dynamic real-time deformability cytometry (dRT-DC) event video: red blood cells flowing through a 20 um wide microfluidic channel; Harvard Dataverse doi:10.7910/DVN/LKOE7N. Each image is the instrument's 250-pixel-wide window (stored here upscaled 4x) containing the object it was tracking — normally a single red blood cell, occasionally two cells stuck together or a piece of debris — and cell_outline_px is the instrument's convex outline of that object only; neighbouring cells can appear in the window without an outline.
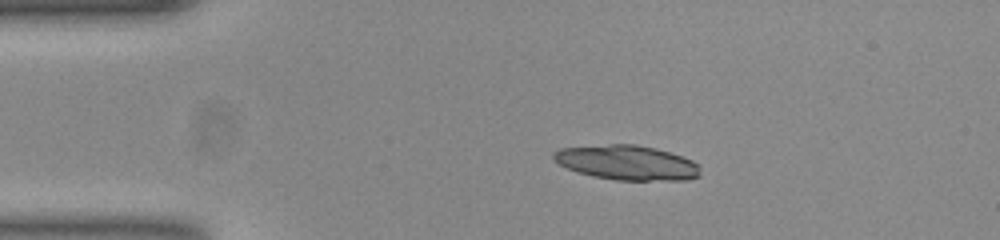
{"species": "common noctule bat (a hibernating species)", "species_latin": "Nyctalus noctula", "temperature_condition": "room temperature", "stored_images_in_passage": 43, "camera_frame_rate_fps": 3000, "um_per_image_px": 0.085, "animal": {"sex": "female", "body_mass_g": 23.0, "forearm_length_mm": 53.4}, "frame": {"image": 1, "passage_image": 1, "time_ms": 0.0, "image_size_px": [1000, 240], "cell_outline_px": [[700, 176], [684, 180], [616, 180], [592, 176], [568, 168], [552, 160], [552, 152], [560, 148], [612, 144], [636, 144], [656, 148], [692, 160], [700, 168]], "centroid_in_image_um": [53.27, 13.82], "position_along_channel_um": 31.7, "area_um2": 29.54}}
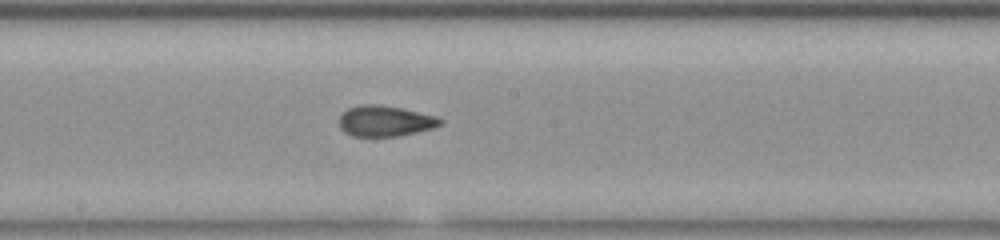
{"frame": {"image": 2, "passage_image": 19, "time_ms": 6.0, "image_size_px": [1000, 240], "cell_outline_px": [[444, 124], [432, 128], [416, 132], [396, 136], [352, 136], [344, 132], [340, 128], [340, 116], [348, 108], [360, 104], [380, 104], [404, 108], [436, 116], [444, 120]], "centroid_in_image_um": [32.75, 10.27], "position_along_channel_um": 215.4, "area_um2": 18.26}}
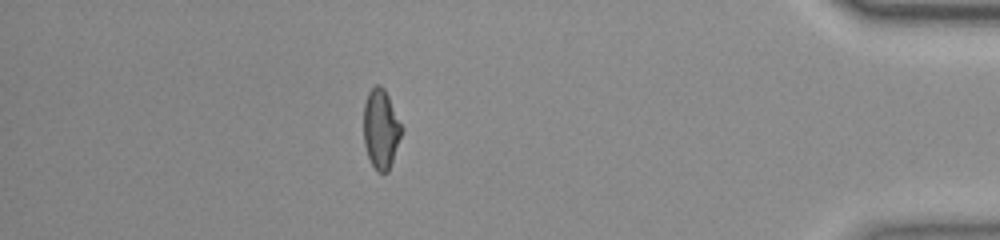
{"frame": {"image": 3, "passage_image": 37, "time_ms": 12.0, "image_size_px": [1000, 240], "cell_outline_px": [[404, 128], [388, 172], [376, 172], [368, 156], [364, 144], [364, 104], [368, 92], [376, 84], [380, 84], [384, 88]], "centroid_in_image_um": [32.38, 10.95], "position_along_channel_um": 402.8, "area_um2": 17.63}, "authors_computed_cell_mechanics": {"area_um2": 18.1492, "velocity_mm_per_s": 3.9153, "shape_relaxation_time_tau1_ms": 1.2709, "shape_relaxation_time_tau2_ms": 1.5567, "deformation_change_tau1": 0.3076, "deformation_change_tau2": 0.088}}